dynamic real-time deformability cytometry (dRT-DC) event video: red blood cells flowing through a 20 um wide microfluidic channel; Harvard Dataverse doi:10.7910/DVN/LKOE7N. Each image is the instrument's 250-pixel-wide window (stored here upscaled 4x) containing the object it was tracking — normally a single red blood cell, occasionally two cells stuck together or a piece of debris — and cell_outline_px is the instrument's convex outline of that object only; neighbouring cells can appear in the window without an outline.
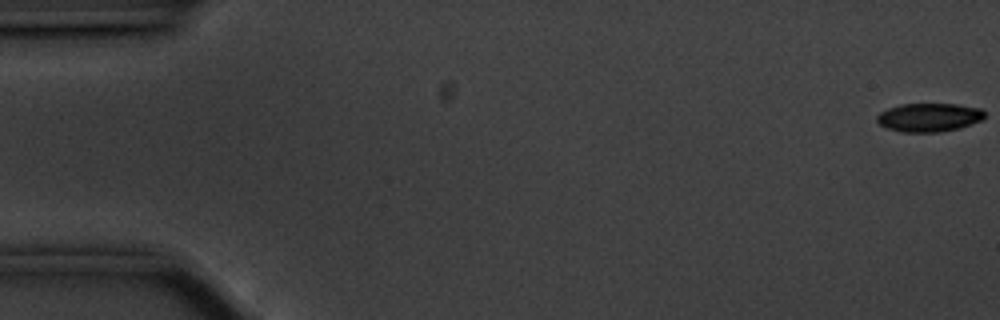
{"species": "common noctule bat (a hibernating species)", "species_latin": "Nyctalus noctula", "temperature_condition": "cold", "stored_images_in_passage": 57, "camera_frame_rate_fps": 3000, "um_per_image_px": 0.085, "animal": {"sex": "male", "body_mass_g": 20.1, "forearm_length_mm": 53.5}, "frame": {"image": 1, "passage_image": 1, "time_ms": 0.0, "image_size_px": [1000, 320], "cell_outline_px": [[984, 116], [980, 120], [960, 128], [940, 132], [904, 132], [888, 128], [880, 124], [876, 120], [876, 116], [880, 112], [888, 108], [900, 104], [956, 104], [980, 108], [984, 112]], "centroid_in_image_um": [78.94, 9.97], "position_along_channel_um": 6.1, "area_um2": 17.8}}
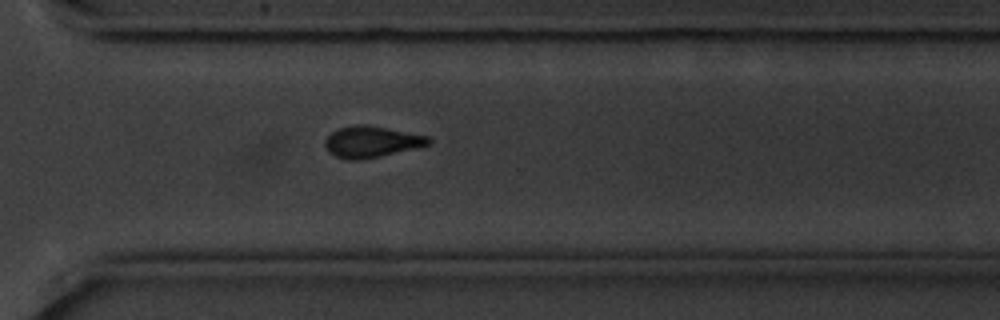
{"frame": {"image": 2, "passage_image": 41, "time_ms": 13.333, "image_size_px": [1000, 320], "cell_outline_px": [[432, 144], [380, 156], [356, 160], [348, 160], [336, 156], [328, 152], [324, 144], [324, 140], [332, 132], [340, 128], [356, 124], [364, 124], [428, 136], [432, 140]], "centroid_in_image_um": [31.56, 12.05], "position_along_channel_um": 339.0, "area_um2": 18.67}}
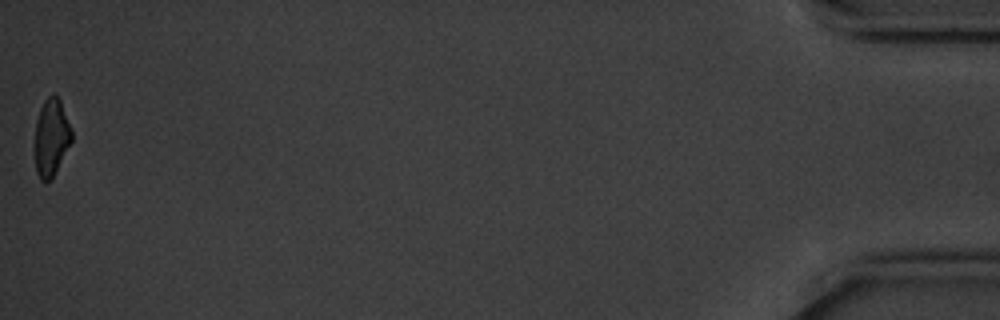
{"frame": {"image": 3, "passage_image": 57, "time_ms": 18.667, "image_size_px": [1000, 320], "cell_outline_px": [[72, 140], [52, 180], [44, 184], [40, 180], [36, 172], [36, 120], [40, 108], [44, 100], [52, 92], [60, 100], [72, 128]], "centroid_in_image_um": [4.38, 11.7], "position_along_channel_um": 430.8, "area_um2": 16.7}, "authors_computed_cell_mechanics": {"area_um2": 18.9584, "velocity_mm_per_s": 3.5393, "shape_relaxation_time_tau1_ms": 3.1216, "shape_relaxation_time_tau2_ms": 9.7896, "deformation_change_tau1": 0.125, "deformation_change_tau2": 0.1567}}